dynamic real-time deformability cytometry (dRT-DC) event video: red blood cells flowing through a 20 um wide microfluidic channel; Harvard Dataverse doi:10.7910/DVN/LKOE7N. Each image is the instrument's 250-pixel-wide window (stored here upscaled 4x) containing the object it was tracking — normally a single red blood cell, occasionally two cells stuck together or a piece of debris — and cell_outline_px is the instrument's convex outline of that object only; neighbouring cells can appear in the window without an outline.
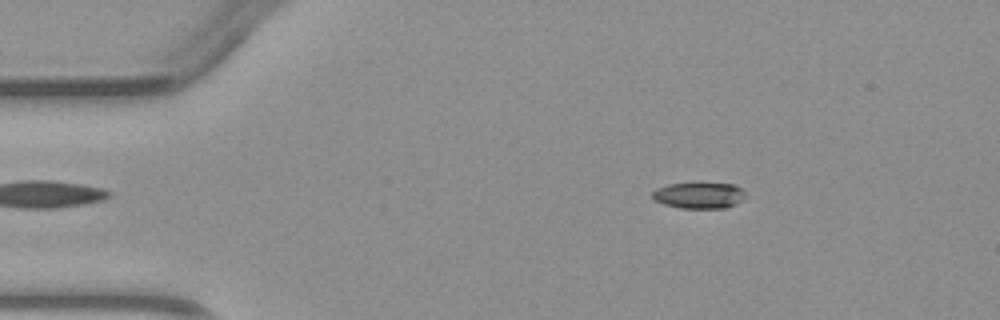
{"species": "common noctule bat (a hibernating species)", "species_latin": "Nyctalus noctula", "temperature_condition": "warm", "stored_images_in_passage": 3, "camera_frame_rate_fps": 3000, "um_per_image_px": 0.085, "animal": {"sex": "male", "body_mass_g": 23.1, "forearm_length_mm": 52.7}, "frame": {"image": 1, "passage_image": 1, "time_ms": 0.0, "image_size_px": [1000, 320], "cell_outline_px": [[744, 196], [736, 204], [724, 208], [680, 208], [664, 204], [656, 200], [652, 196], [652, 192], [656, 188], [668, 184], [696, 180], [736, 184], [744, 192]], "centroid_in_image_um": [59.41, 16.54], "position_along_channel_um": 25.6, "area_um2": 14.85}}